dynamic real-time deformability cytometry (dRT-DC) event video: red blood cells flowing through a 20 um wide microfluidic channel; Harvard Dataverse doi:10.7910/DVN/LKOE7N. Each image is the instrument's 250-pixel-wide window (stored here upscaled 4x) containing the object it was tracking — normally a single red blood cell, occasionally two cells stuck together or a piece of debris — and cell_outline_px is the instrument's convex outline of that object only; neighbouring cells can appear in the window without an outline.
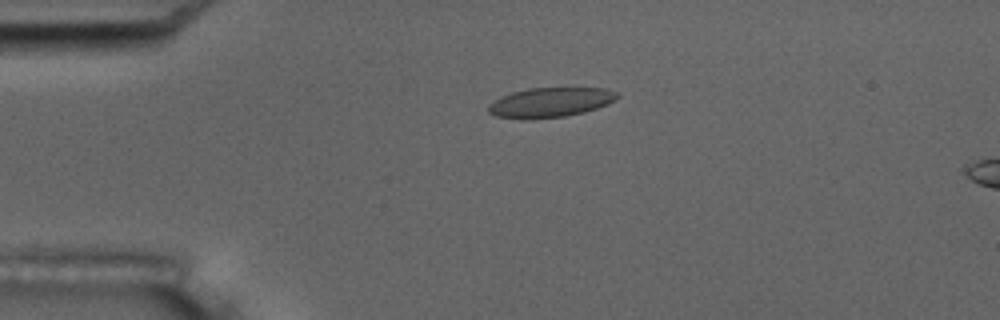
{"species": "common noctule bat (a hibernating species)", "species_latin": "Nyctalus noctula", "temperature_condition": "room temperature", "stored_images_in_passage": 6, "camera_frame_rate_fps": 3000, "um_per_image_px": 0.085, "animal": {"sex": "male", "body_mass_g": 17.5, "forearm_length_mm": 52.3}, "frame": {"image": 1, "passage_image": 4, "time_ms": 3.667, "image_size_px": [1000, 320], "cell_outline_px": [[620, 96], [616, 100], [608, 104], [584, 112], [564, 116], [524, 120], [496, 116], [488, 112], [488, 104], [500, 96], [512, 92], [528, 88], [604, 88], [616, 92]], "centroid_in_image_um": [46.75, 8.7], "position_along_channel_um": 38.3, "area_um2": 22.43}}